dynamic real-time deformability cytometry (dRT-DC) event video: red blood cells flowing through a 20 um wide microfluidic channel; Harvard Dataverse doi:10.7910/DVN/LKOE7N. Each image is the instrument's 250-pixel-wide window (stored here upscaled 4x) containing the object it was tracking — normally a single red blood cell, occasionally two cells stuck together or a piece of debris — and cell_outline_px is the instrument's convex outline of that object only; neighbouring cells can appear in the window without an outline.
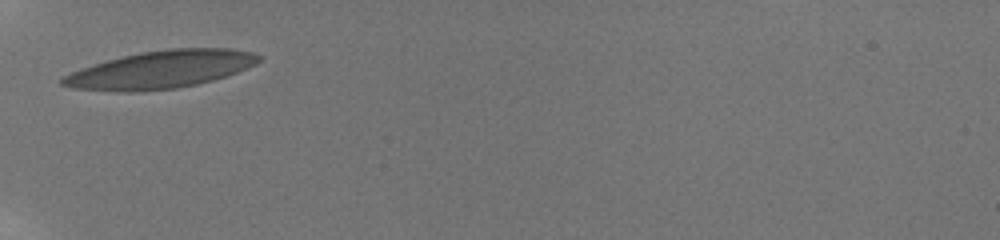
{"species": "human", "species_latin": "Homo sapiens", "temperature_condition": "room temperature", "stored_images_in_passage": 6, "camera_frame_rate_fps": 3000, "um_per_image_px": 0.085, "donor": {"sex": "male"}, "frame": {"image": 1, "passage_image": 1, "time_ms": 0.0, "image_size_px": [1000, 240], "cell_outline_px": [[260, 60], [256, 64], [228, 76], [196, 84], [176, 88], [136, 92], [120, 92], [72, 88], [60, 84], [60, 80], [64, 76], [72, 72], [92, 64], [140, 52], [168, 48], [232, 48], [256, 52], [260, 56]], "centroid_in_image_um": [13.69, 5.91], "position_along_channel_um": 71.3, "area_um2": 43.18}}
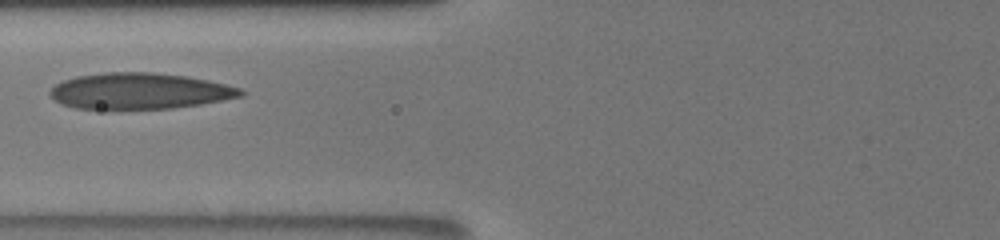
{"frame": {"image": 2, "passage_image": 3, "time_ms": 1.333, "image_size_px": [1000, 240], "cell_outline_px": [[244, 96], [200, 104], [172, 108], [76, 108], [64, 104], [56, 100], [48, 92], [56, 84], [64, 80], [76, 76], [104, 72], [152, 72], [188, 76], [208, 80], [240, 88], [244, 92]], "centroid_in_image_um": [11.89, 7.72], "position_along_channel_um": 113.9, "area_um2": 39.71}}